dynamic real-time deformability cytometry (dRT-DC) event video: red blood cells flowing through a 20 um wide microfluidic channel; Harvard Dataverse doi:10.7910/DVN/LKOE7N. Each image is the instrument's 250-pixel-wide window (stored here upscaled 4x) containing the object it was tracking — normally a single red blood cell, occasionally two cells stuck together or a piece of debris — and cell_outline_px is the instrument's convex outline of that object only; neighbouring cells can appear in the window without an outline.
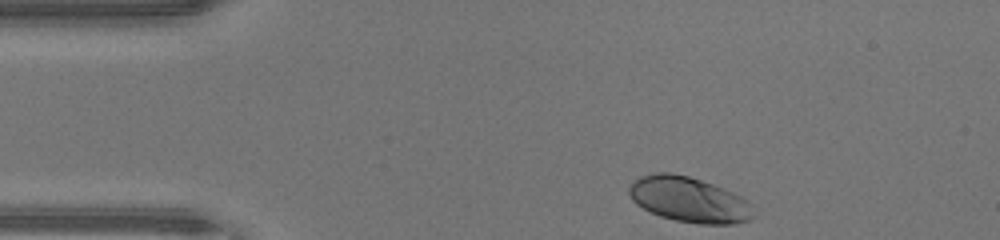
{"species": "human", "species_latin": "Homo sapiens", "temperature_condition": "warm", "stored_images_in_passage": 32, "camera_frame_rate_fps": 3000, "um_per_image_px": 0.085, "donor": {"sex": "male"}, "frame": {"image": 1, "passage_image": 1, "time_ms": 0.0, "image_size_px": [1000, 240], "cell_outline_px": [[756, 216], [752, 220], [732, 224], [700, 224], [676, 220], [660, 216], [636, 204], [632, 200], [628, 192], [628, 188], [640, 176], [656, 172], [672, 172], [688, 176], [724, 188], [748, 200], [752, 204]], "centroid_in_image_um": [58.61, 16.97], "position_along_channel_um": 26.4, "area_um2": 33.0}}
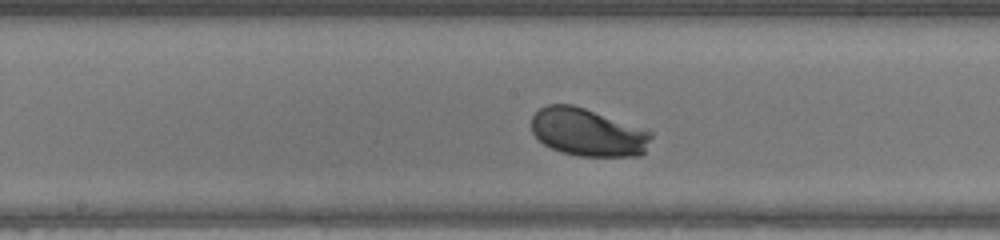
{"frame": {"image": 2, "passage_image": 17, "time_ms": 5.333, "image_size_px": [1000, 240], "cell_outline_px": [[652, 136], [644, 152], [640, 156], [580, 156], [560, 152], [544, 144], [532, 132], [532, 116], [540, 108], [548, 104], [572, 104], [584, 108], [652, 132]], "centroid_in_image_um": [49.94, 11.25], "position_along_channel_um": 198.3, "area_um2": 32.95}}
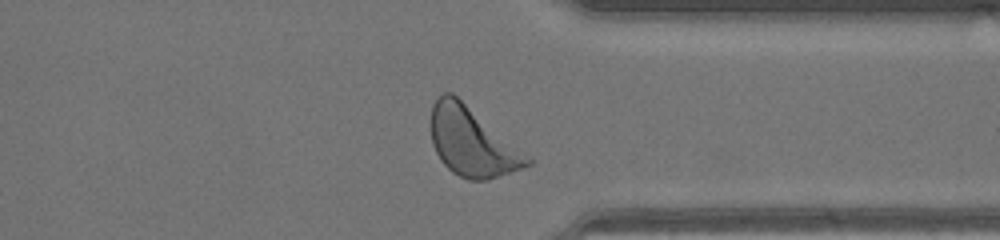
{"frame": {"image": 3, "passage_image": 29, "time_ms": 9.333, "image_size_px": [1000, 240], "cell_outline_px": [[532, 164], [488, 180], [468, 180], [452, 172], [440, 160], [432, 144], [432, 104], [444, 92], [452, 92], [532, 160]], "centroid_in_image_um": [40.08, 12.08], "position_along_channel_um": 371.3, "area_um2": 37.57}}